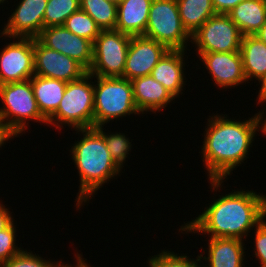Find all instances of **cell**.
Masks as SVG:
<instances>
[{"label": "cell", "instance_id": "obj_6", "mask_svg": "<svg viewBox=\"0 0 266 267\" xmlns=\"http://www.w3.org/2000/svg\"><path fill=\"white\" fill-rule=\"evenodd\" d=\"M0 99V120L17 138L27 132L30 121L47 124L38 108L31 79L0 85Z\"/></svg>", "mask_w": 266, "mask_h": 267}, {"label": "cell", "instance_id": "obj_11", "mask_svg": "<svg viewBox=\"0 0 266 267\" xmlns=\"http://www.w3.org/2000/svg\"><path fill=\"white\" fill-rule=\"evenodd\" d=\"M88 71L75 59L46 47L34 38V74L64 82L80 79Z\"/></svg>", "mask_w": 266, "mask_h": 267}, {"label": "cell", "instance_id": "obj_36", "mask_svg": "<svg viewBox=\"0 0 266 267\" xmlns=\"http://www.w3.org/2000/svg\"><path fill=\"white\" fill-rule=\"evenodd\" d=\"M256 101H258L256 104L258 105H260L261 104V106H264L265 105V107H266V96L265 97H261V98H259V99H257ZM264 104V105H263ZM265 107H263V109H261V111H259V113H260V116H261V133H263L262 135L264 136H266V109H265ZM263 110V111H262ZM265 111V112H264ZM265 114V115H264Z\"/></svg>", "mask_w": 266, "mask_h": 267}, {"label": "cell", "instance_id": "obj_23", "mask_svg": "<svg viewBox=\"0 0 266 267\" xmlns=\"http://www.w3.org/2000/svg\"><path fill=\"white\" fill-rule=\"evenodd\" d=\"M177 6L183 26L191 36L216 14L212 0H177Z\"/></svg>", "mask_w": 266, "mask_h": 267}, {"label": "cell", "instance_id": "obj_17", "mask_svg": "<svg viewBox=\"0 0 266 267\" xmlns=\"http://www.w3.org/2000/svg\"><path fill=\"white\" fill-rule=\"evenodd\" d=\"M133 97L141 114L162 112V108L172 103L175 97L151 75L136 77L131 80Z\"/></svg>", "mask_w": 266, "mask_h": 267}, {"label": "cell", "instance_id": "obj_29", "mask_svg": "<svg viewBox=\"0 0 266 267\" xmlns=\"http://www.w3.org/2000/svg\"><path fill=\"white\" fill-rule=\"evenodd\" d=\"M61 261L55 262L46 260L43 257L33 254L32 251L23 250L8 261L0 264V267H56Z\"/></svg>", "mask_w": 266, "mask_h": 267}, {"label": "cell", "instance_id": "obj_12", "mask_svg": "<svg viewBox=\"0 0 266 267\" xmlns=\"http://www.w3.org/2000/svg\"><path fill=\"white\" fill-rule=\"evenodd\" d=\"M48 0H20L8 17L4 28L0 30V38L13 37L37 38L44 29V12ZM2 36V37H1Z\"/></svg>", "mask_w": 266, "mask_h": 267}, {"label": "cell", "instance_id": "obj_24", "mask_svg": "<svg viewBox=\"0 0 266 267\" xmlns=\"http://www.w3.org/2000/svg\"><path fill=\"white\" fill-rule=\"evenodd\" d=\"M80 9L85 11L101 30L115 29L117 4L112 0H80Z\"/></svg>", "mask_w": 266, "mask_h": 267}, {"label": "cell", "instance_id": "obj_1", "mask_svg": "<svg viewBox=\"0 0 266 267\" xmlns=\"http://www.w3.org/2000/svg\"><path fill=\"white\" fill-rule=\"evenodd\" d=\"M226 114L209 116L201 146L203 166L208 174L211 191L220 192L227 176L249 158L257 132L261 131V116L257 112L248 120L229 119ZM257 131V132H256Z\"/></svg>", "mask_w": 266, "mask_h": 267}, {"label": "cell", "instance_id": "obj_32", "mask_svg": "<svg viewBox=\"0 0 266 267\" xmlns=\"http://www.w3.org/2000/svg\"><path fill=\"white\" fill-rule=\"evenodd\" d=\"M244 0H212L216 13L227 14L235 6Z\"/></svg>", "mask_w": 266, "mask_h": 267}, {"label": "cell", "instance_id": "obj_34", "mask_svg": "<svg viewBox=\"0 0 266 267\" xmlns=\"http://www.w3.org/2000/svg\"><path fill=\"white\" fill-rule=\"evenodd\" d=\"M15 137L17 136L0 120V148L5 147L4 144Z\"/></svg>", "mask_w": 266, "mask_h": 267}, {"label": "cell", "instance_id": "obj_7", "mask_svg": "<svg viewBox=\"0 0 266 267\" xmlns=\"http://www.w3.org/2000/svg\"><path fill=\"white\" fill-rule=\"evenodd\" d=\"M143 36L158 41L169 50H190L187 44L191 42V35L180 19L177 0L152 1Z\"/></svg>", "mask_w": 266, "mask_h": 267}, {"label": "cell", "instance_id": "obj_30", "mask_svg": "<svg viewBox=\"0 0 266 267\" xmlns=\"http://www.w3.org/2000/svg\"><path fill=\"white\" fill-rule=\"evenodd\" d=\"M14 221L4 230L0 231V264L8 261L24 249L16 246L17 230Z\"/></svg>", "mask_w": 266, "mask_h": 267}, {"label": "cell", "instance_id": "obj_19", "mask_svg": "<svg viewBox=\"0 0 266 267\" xmlns=\"http://www.w3.org/2000/svg\"><path fill=\"white\" fill-rule=\"evenodd\" d=\"M153 0H124L117 4L115 29L131 36L145 34Z\"/></svg>", "mask_w": 266, "mask_h": 267}, {"label": "cell", "instance_id": "obj_28", "mask_svg": "<svg viewBox=\"0 0 266 267\" xmlns=\"http://www.w3.org/2000/svg\"><path fill=\"white\" fill-rule=\"evenodd\" d=\"M174 251L161 250L157 255L148 258V267H202L199 255L196 259L190 258L187 254H179ZM188 256V257H187Z\"/></svg>", "mask_w": 266, "mask_h": 267}, {"label": "cell", "instance_id": "obj_31", "mask_svg": "<svg viewBox=\"0 0 266 267\" xmlns=\"http://www.w3.org/2000/svg\"><path fill=\"white\" fill-rule=\"evenodd\" d=\"M253 235L254 253L256 260L259 261L260 267H266V217L256 226Z\"/></svg>", "mask_w": 266, "mask_h": 267}, {"label": "cell", "instance_id": "obj_13", "mask_svg": "<svg viewBox=\"0 0 266 267\" xmlns=\"http://www.w3.org/2000/svg\"><path fill=\"white\" fill-rule=\"evenodd\" d=\"M46 47L80 63L87 71L93 61V43L67 30L63 25L44 28L37 37Z\"/></svg>", "mask_w": 266, "mask_h": 267}, {"label": "cell", "instance_id": "obj_2", "mask_svg": "<svg viewBox=\"0 0 266 267\" xmlns=\"http://www.w3.org/2000/svg\"><path fill=\"white\" fill-rule=\"evenodd\" d=\"M208 205L195 219L184 222L178 231L244 241L266 217V195L263 192L257 194L254 190H232L219 195Z\"/></svg>", "mask_w": 266, "mask_h": 267}, {"label": "cell", "instance_id": "obj_9", "mask_svg": "<svg viewBox=\"0 0 266 267\" xmlns=\"http://www.w3.org/2000/svg\"><path fill=\"white\" fill-rule=\"evenodd\" d=\"M243 35L228 14L216 13L192 36L196 53L240 51Z\"/></svg>", "mask_w": 266, "mask_h": 267}, {"label": "cell", "instance_id": "obj_8", "mask_svg": "<svg viewBox=\"0 0 266 267\" xmlns=\"http://www.w3.org/2000/svg\"><path fill=\"white\" fill-rule=\"evenodd\" d=\"M131 35L116 29L101 30L93 43L89 73L100 77H122Z\"/></svg>", "mask_w": 266, "mask_h": 267}, {"label": "cell", "instance_id": "obj_3", "mask_svg": "<svg viewBox=\"0 0 266 267\" xmlns=\"http://www.w3.org/2000/svg\"><path fill=\"white\" fill-rule=\"evenodd\" d=\"M75 131L82 136L69 150L79 173V192L74 206L77 211L95 197L103 184L120 176L122 169L112 159L104 136L95 127Z\"/></svg>", "mask_w": 266, "mask_h": 267}, {"label": "cell", "instance_id": "obj_39", "mask_svg": "<svg viewBox=\"0 0 266 267\" xmlns=\"http://www.w3.org/2000/svg\"><path fill=\"white\" fill-rule=\"evenodd\" d=\"M112 1L115 2L116 4H118V3H120V2H122L124 0H112Z\"/></svg>", "mask_w": 266, "mask_h": 267}, {"label": "cell", "instance_id": "obj_21", "mask_svg": "<svg viewBox=\"0 0 266 267\" xmlns=\"http://www.w3.org/2000/svg\"><path fill=\"white\" fill-rule=\"evenodd\" d=\"M227 14L243 36L256 35L266 22V0H244Z\"/></svg>", "mask_w": 266, "mask_h": 267}, {"label": "cell", "instance_id": "obj_40", "mask_svg": "<svg viewBox=\"0 0 266 267\" xmlns=\"http://www.w3.org/2000/svg\"><path fill=\"white\" fill-rule=\"evenodd\" d=\"M6 0H0V5H3L6 2H9L8 0L5 2Z\"/></svg>", "mask_w": 266, "mask_h": 267}, {"label": "cell", "instance_id": "obj_4", "mask_svg": "<svg viewBox=\"0 0 266 267\" xmlns=\"http://www.w3.org/2000/svg\"><path fill=\"white\" fill-rule=\"evenodd\" d=\"M93 75L87 72L80 79L67 83L65 93L57 110L47 119V125L56 129L93 128L94 82Z\"/></svg>", "mask_w": 266, "mask_h": 267}, {"label": "cell", "instance_id": "obj_26", "mask_svg": "<svg viewBox=\"0 0 266 267\" xmlns=\"http://www.w3.org/2000/svg\"><path fill=\"white\" fill-rule=\"evenodd\" d=\"M95 128L104 136L106 146L114 162L123 169L125 162L128 161L126 158H128L129 152H131L132 140L130 142L129 137L125 133L105 132L103 131L104 126H97Z\"/></svg>", "mask_w": 266, "mask_h": 267}, {"label": "cell", "instance_id": "obj_33", "mask_svg": "<svg viewBox=\"0 0 266 267\" xmlns=\"http://www.w3.org/2000/svg\"><path fill=\"white\" fill-rule=\"evenodd\" d=\"M0 201V231L6 229L13 221L12 212Z\"/></svg>", "mask_w": 266, "mask_h": 267}, {"label": "cell", "instance_id": "obj_38", "mask_svg": "<svg viewBox=\"0 0 266 267\" xmlns=\"http://www.w3.org/2000/svg\"><path fill=\"white\" fill-rule=\"evenodd\" d=\"M260 89H258V97H256L257 99L261 98V97H265L266 96V80L260 85L259 87Z\"/></svg>", "mask_w": 266, "mask_h": 267}, {"label": "cell", "instance_id": "obj_25", "mask_svg": "<svg viewBox=\"0 0 266 267\" xmlns=\"http://www.w3.org/2000/svg\"><path fill=\"white\" fill-rule=\"evenodd\" d=\"M80 9V0H48L44 12V28L64 25L67 18Z\"/></svg>", "mask_w": 266, "mask_h": 267}, {"label": "cell", "instance_id": "obj_10", "mask_svg": "<svg viewBox=\"0 0 266 267\" xmlns=\"http://www.w3.org/2000/svg\"><path fill=\"white\" fill-rule=\"evenodd\" d=\"M0 52V85L34 76V38L13 37Z\"/></svg>", "mask_w": 266, "mask_h": 267}, {"label": "cell", "instance_id": "obj_27", "mask_svg": "<svg viewBox=\"0 0 266 267\" xmlns=\"http://www.w3.org/2000/svg\"><path fill=\"white\" fill-rule=\"evenodd\" d=\"M63 26L75 35L86 38L92 43H94L101 32L96 22L81 9L67 18Z\"/></svg>", "mask_w": 266, "mask_h": 267}, {"label": "cell", "instance_id": "obj_16", "mask_svg": "<svg viewBox=\"0 0 266 267\" xmlns=\"http://www.w3.org/2000/svg\"><path fill=\"white\" fill-rule=\"evenodd\" d=\"M185 50H168L151 71V76L160 82L175 98L183 94L186 80Z\"/></svg>", "mask_w": 266, "mask_h": 267}, {"label": "cell", "instance_id": "obj_35", "mask_svg": "<svg viewBox=\"0 0 266 267\" xmlns=\"http://www.w3.org/2000/svg\"><path fill=\"white\" fill-rule=\"evenodd\" d=\"M76 255H74V258L76 259L75 262H76V265H72L69 263L68 264H64V262H61L56 266V267H92L90 264H88L86 261L87 259L83 258V255L82 254H79V252L77 251V253H75ZM85 259V260H84Z\"/></svg>", "mask_w": 266, "mask_h": 267}, {"label": "cell", "instance_id": "obj_37", "mask_svg": "<svg viewBox=\"0 0 266 267\" xmlns=\"http://www.w3.org/2000/svg\"><path fill=\"white\" fill-rule=\"evenodd\" d=\"M255 36L266 44V22Z\"/></svg>", "mask_w": 266, "mask_h": 267}, {"label": "cell", "instance_id": "obj_22", "mask_svg": "<svg viewBox=\"0 0 266 267\" xmlns=\"http://www.w3.org/2000/svg\"><path fill=\"white\" fill-rule=\"evenodd\" d=\"M34 96L41 114L48 119L58 108L67 82L49 77L34 75L31 77Z\"/></svg>", "mask_w": 266, "mask_h": 267}, {"label": "cell", "instance_id": "obj_18", "mask_svg": "<svg viewBox=\"0 0 266 267\" xmlns=\"http://www.w3.org/2000/svg\"><path fill=\"white\" fill-rule=\"evenodd\" d=\"M243 240L237 238H208L205 254L199 255L200 260L208 261L202 267H245V248ZM208 250V251H207ZM207 254V257H206ZM203 255H205L203 257Z\"/></svg>", "mask_w": 266, "mask_h": 267}, {"label": "cell", "instance_id": "obj_15", "mask_svg": "<svg viewBox=\"0 0 266 267\" xmlns=\"http://www.w3.org/2000/svg\"><path fill=\"white\" fill-rule=\"evenodd\" d=\"M196 55L199 60H202L211 80L213 79L214 84L221 89L238 87L244 82L246 84L240 51L197 53Z\"/></svg>", "mask_w": 266, "mask_h": 267}, {"label": "cell", "instance_id": "obj_5", "mask_svg": "<svg viewBox=\"0 0 266 267\" xmlns=\"http://www.w3.org/2000/svg\"><path fill=\"white\" fill-rule=\"evenodd\" d=\"M94 116L93 127L105 126L114 119L141 114L133 97L131 80L122 77L93 76ZM97 82V83H96Z\"/></svg>", "mask_w": 266, "mask_h": 267}, {"label": "cell", "instance_id": "obj_14", "mask_svg": "<svg viewBox=\"0 0 266 267\" xmlns=\"http://www.w3.org/2000/svg\"><path fill=\"white\" fill-rule=\"evenodd\" d=\"M168 50L165 45L143 35L131 36L123 78L132 80L150 75Z\"/></svg>", "mask_w": 266, "mask_h": 267}, {"label": "cell", "instance_id": "obj_20", "mask_svg": "<svg viewBox=\"0 0 266 267\" xmlns=\"http://www.w3.org/2000/svg\"><path fill=\"white\" fill-rule=\"evenodd\" d=\"M240 53L247 83L252 79L261 85L266 80V44L255 35L242 37Z\"/></svg>", "mask_w": 266, "mask_h": 267}]
</instances>
